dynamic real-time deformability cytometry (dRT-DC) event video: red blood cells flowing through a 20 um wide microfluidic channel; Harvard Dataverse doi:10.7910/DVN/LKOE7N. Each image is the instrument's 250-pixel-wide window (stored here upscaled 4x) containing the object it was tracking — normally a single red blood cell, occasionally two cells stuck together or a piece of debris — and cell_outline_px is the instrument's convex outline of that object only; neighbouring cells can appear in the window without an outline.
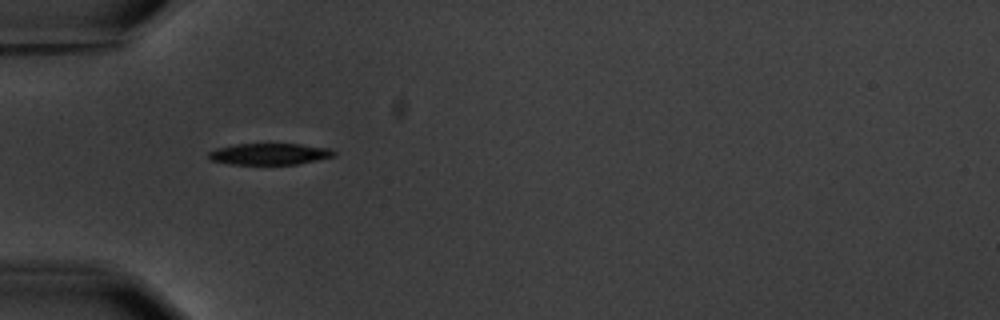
{"species": "common noctule bat (a hibernating species)", "species_latin": "Nyctalus noctula", "temperature_condition": "warm", "stored_images_in_passage": 2, "camera_frame_rate_fps": 3000, "um_per_image_px": 0.085, "animal": {"sex": "male", "body_mass_g": 20.1, "forearm_length_mm": 53.5}, "frame": {"image": 1, "passage_image": 1, "time_ms": 0.0, "image_size_px": [1000, 320], "cell_outline_px": [[336, 156], [296, 164], [228, 164], [212, 160], [208, 156], [208, 152], [216, 148], [236, 144], [300, 144], [332, 148], [336, 152]], "centroid_in_image_um": [22.94, 13.08], "position_along_channel_um": 62.1, "area_um2": 15.66}}
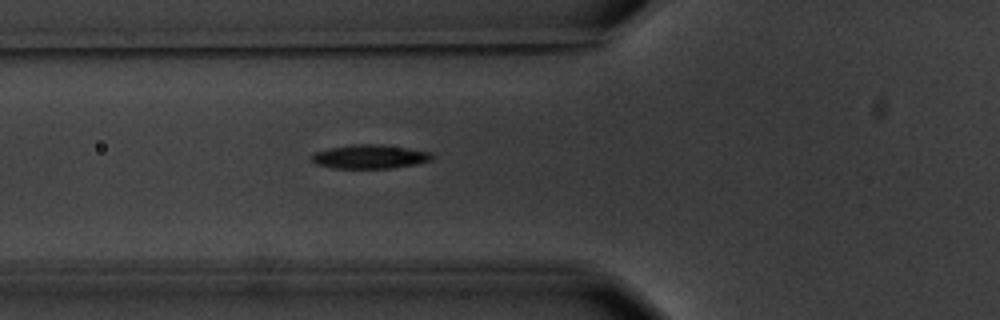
{"frame": {"image": 2, "passage_image": 2, "time_ms": 1.0, "image_size_px": [1000, 320], "cell_outline_px": [[432, 160], [392, 168], [336, 168], [316, 164], [312, 160], [312, 156], [316, 152], [332, 148], [352, 144], [380, 144], [432, 152]], "centroid_in_image_um": [31.45, 13.31], "position_along_channel_um": 94.4, "area_um2": 16.42}}